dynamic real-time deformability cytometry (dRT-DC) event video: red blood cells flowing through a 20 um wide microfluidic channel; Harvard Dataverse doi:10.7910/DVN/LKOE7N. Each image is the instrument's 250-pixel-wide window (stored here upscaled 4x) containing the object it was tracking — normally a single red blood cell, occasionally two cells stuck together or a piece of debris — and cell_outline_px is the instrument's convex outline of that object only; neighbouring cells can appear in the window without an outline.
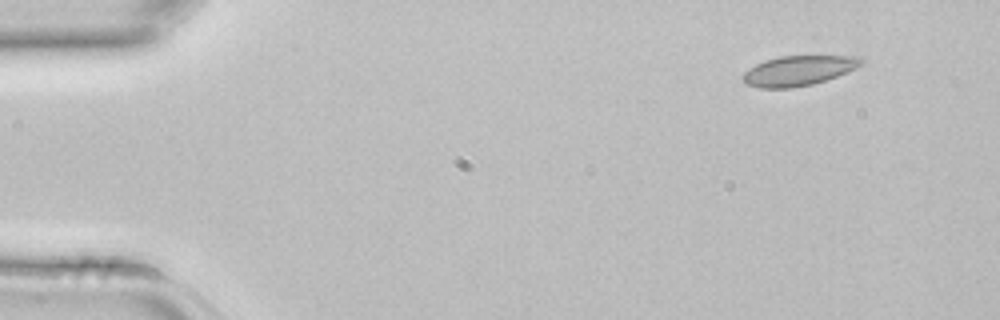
{"species": "common noctule bat (a hibernating species)", "species_latin": "Nyctalus noctula", "temperature_condition": "room temperature", "stored_images_in_passage": 3, "camera_frame_rate_fps": 3000, "um_per_image_px": 0.085, "animal": {"sex": "female", "body_mass_g": 22.7, "forearm_length_mm": 54.2}, "frame": {"image": 1, "passage_image": 1, "time_ms": 0.0, "image_size_px": [1000, 320], "cell_outline_px": [[864, 64], [856, 68], [836, 76], [812, 84], [792, 88], [760, 88], [744, 84], [740, 80], [740, 76], [748, 68], [764, 60], [780, 56], [860, 56], [864, 60]], "centroid_in_image_um": [67.81, 6.01], "position_along_channel_um": 17.2, "area_um2": 20.87}}